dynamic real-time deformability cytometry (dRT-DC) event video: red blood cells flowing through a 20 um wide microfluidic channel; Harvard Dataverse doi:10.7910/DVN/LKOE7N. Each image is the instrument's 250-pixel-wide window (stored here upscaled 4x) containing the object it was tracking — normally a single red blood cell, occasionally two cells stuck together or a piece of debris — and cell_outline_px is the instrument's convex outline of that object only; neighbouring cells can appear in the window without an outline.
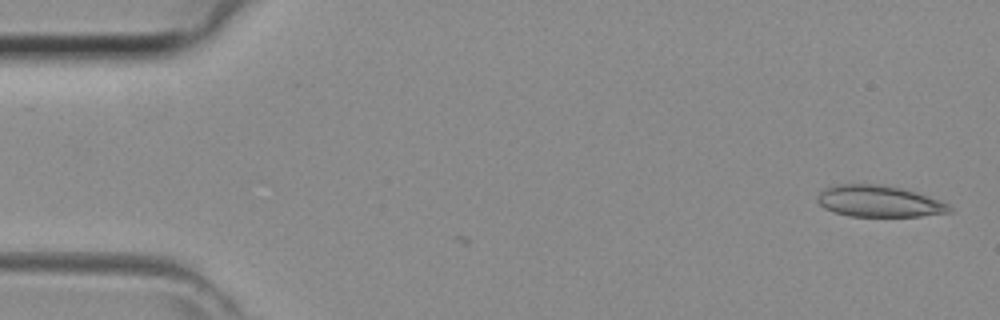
{"species": "common noctule bat (a hibernating species)", "species_latin": "Nyctalus noctula", "temperature_condition": "room temperature", "stored_images_in_passage": 2, "camera_frame_rate_fps": 3000, "um_per_image_px": 0.085, "animal": {"sex": "female", "body_mass_g": 29.2, "forearm_length_mm": 56.3}, "frame": {"image": 1, "passage_image": 2, "time_ms": 0.333, "image_size_px": [1000, 320], "cell_outline_px": [[952, 212], [920, 216], [848, 216], [832, 212], [824, 208], [816, 200], [816, 196], [824, 188], [836, 184], [880, 184], [900, 188], [916, 192], [940, 200], [948, 204], [952, 208]], "centroid_in_image_um": [74.68, 17.11], "position_along_channel_um": 10.3, "area_um2": 24.33}}